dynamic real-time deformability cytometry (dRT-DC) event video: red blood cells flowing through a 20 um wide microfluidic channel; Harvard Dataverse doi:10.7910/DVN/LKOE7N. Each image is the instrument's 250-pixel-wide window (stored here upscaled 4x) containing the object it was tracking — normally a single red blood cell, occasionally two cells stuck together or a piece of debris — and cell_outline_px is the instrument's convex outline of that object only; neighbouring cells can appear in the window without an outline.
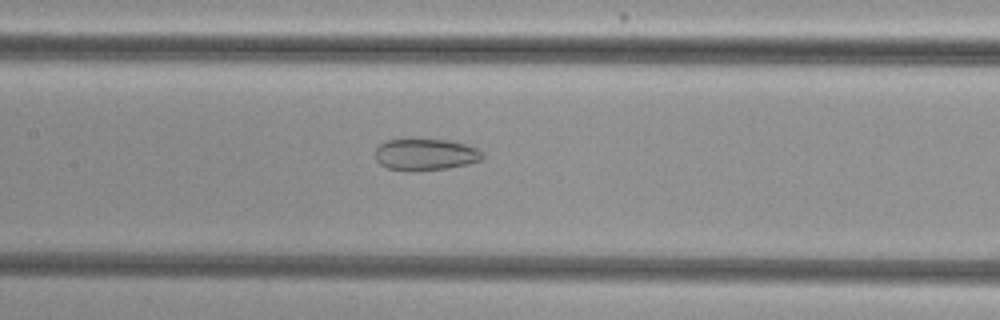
{"species": "common noctule bat (a hibernating species)", "species_latin": "Nyctalus noctula", "temperature_condition": "cold", "stored_images_in_passage": 38, "camera_frame_rate_fps": 3000, "um_per_image_px": 0.085, "animal": {"sex": "female", "body_mass_g": 29.2, "forearm_length_mm": 56.3}, "frame": {"image": 1, "passage_image": 10, "time_ms": 3.0, "image_size_px": [1000, 320], "cell_outline_px": [[484, 156], [480, 160], [468, 164], [448, 168], [412, 172], [408, 172], [388, 168], [380, 164], [376, 160], [376, 148], [380, 144], [388, 140], [448, 140], [464, 144], [476, 148], [484, 152]], "centroid_in_image_um": [36.17, 13.16], "position_along_channel_um": 171.2, "area_um2": 19.77}}
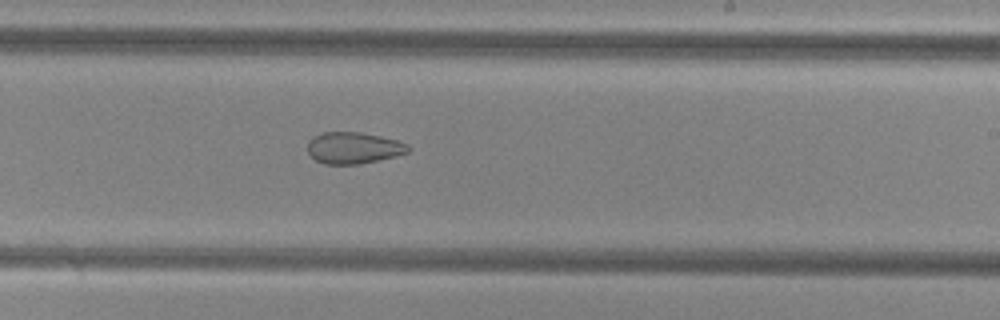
{"frame": {"image": 2, "passage_image": 17, "time_ms": 5.333, "image_size_px": [1000, 320], "cell_outline_px": [[412, 148], [408, 152], [396, 156], [360, 164], [324, 164], [316, 160], [308, 152], [308, 140], [312, 136], [324, 132], [360, 132], [380, 136], [396, 140], [408, 144]], "centroid_in_image_um": [30.05, 12.57], "position_along_channel_um": 258.9, "area_um2": 18.55}}
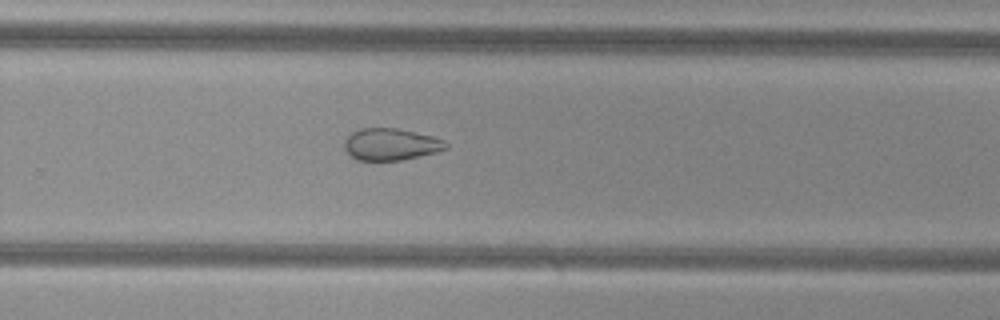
{"frame": {"image": 3, "passage_image": 20, "time_ms": 6.333, "image_size_px": [1000, 320], "cell_outline_px": [[448, 148], [436, 152], [400, 160], [356, 160], [348, 156], [344, 148], [344, 140], [352, 132], [360, 128], [400, 128], [432, 136], [444, 140], [448, 144]], "centroid_in_image_um": [33.19, 12.26], "position_along_channel_um": 296.6, "area_um2": 19.02}, "authors_computed_cell_mechanics": {"area_um2": 21.5883, "velocity_mm_per_s": 3.7704, "shape_relaxation_time_tau1_ms": null, "shape_relaxation_time_tau2_ms": 3.4027, "deformation_change_tau1": null, "deformation_change_tau2": 0.1011}}